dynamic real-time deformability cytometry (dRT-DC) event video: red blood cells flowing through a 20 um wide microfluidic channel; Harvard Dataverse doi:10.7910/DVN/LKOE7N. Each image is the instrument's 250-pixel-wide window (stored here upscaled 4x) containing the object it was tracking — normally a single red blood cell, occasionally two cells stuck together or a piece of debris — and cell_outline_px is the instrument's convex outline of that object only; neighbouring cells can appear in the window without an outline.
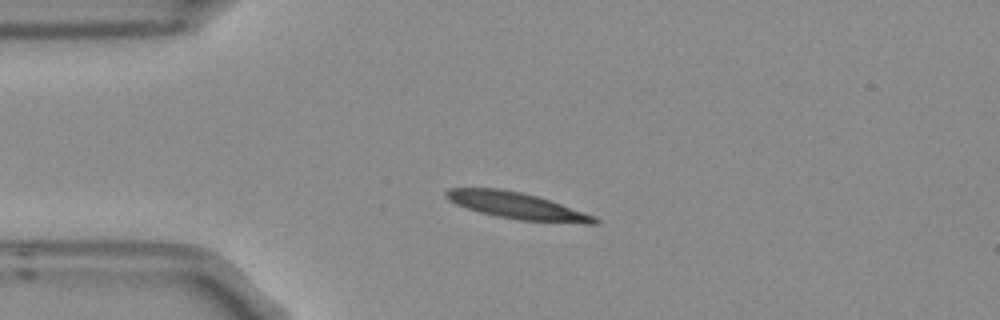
{"species": "Egyptian fruit bat (a non-hibernating species)", "species_latin": "Rousettus aegyptiacus", "temperature_condition": "room temperature", "stored_images_in_passage": 4, "camera_frame_rate_fps": 3000, "um_per_image_px": 0.085, "frame": {"image": 1, "passage_image": 3, "time_ms": 0.667, "image_size_px": [1000, 320], "cell_outline_px": [[600, 224], [584, 224], [520, 220], [496, 216], [464, 208], [448, 200], [444, 196], [444, 192], [448, 188], [500, 188], [520, 192], [536, 196], [596, 216], [600, 220]], "centroid_in_image_um": [43.93, 17.5], "position_along_channel_um": 41.1, "area_um2": 23.06}}